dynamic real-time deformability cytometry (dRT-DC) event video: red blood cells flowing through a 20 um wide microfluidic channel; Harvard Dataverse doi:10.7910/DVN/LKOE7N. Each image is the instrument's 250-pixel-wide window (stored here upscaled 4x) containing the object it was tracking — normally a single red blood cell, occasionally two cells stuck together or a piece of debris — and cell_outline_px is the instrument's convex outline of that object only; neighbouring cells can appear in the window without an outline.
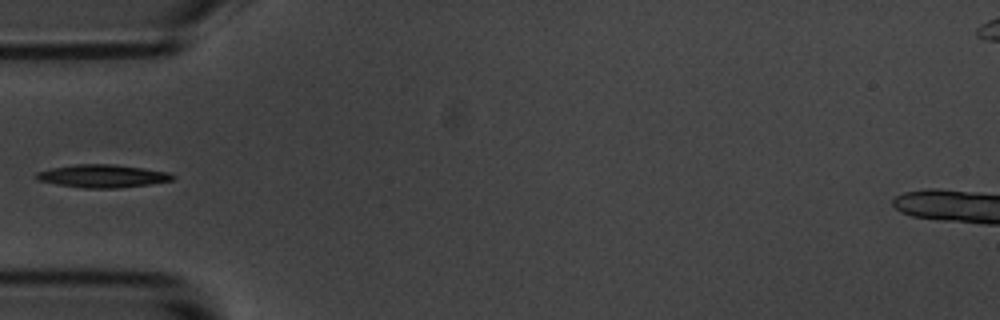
{"species": "common noctule bat (a hibernating species)", "species_latin": "Nyctalus noctula", "temperature_condition": "room temperature", "stored_images_in_passage": 12, "camera_frame_rate_fps": 3000, "um_per_image_px": 0.085, "animal": {"sex": "male", "body_mass_g": 20.1, "forearm_length_mm": 53.5}, "frame": {"image": 1, "passage_image": 6, "time_ms": 6.667, "image_size_px": [1000, 320], "cell_outline_px": [[176, 176], [172, 180], [152, 184], [120, 188], [84, 188], [56, 184], [36, 180], [36, 172], [52, 168], [76, 164], [112, 164], [144, 168], [168, 172]], "centroid_in_image_um": [8.73, 14.97], "position_along_channel_um": 76.3, "area_um2": 18.26}}
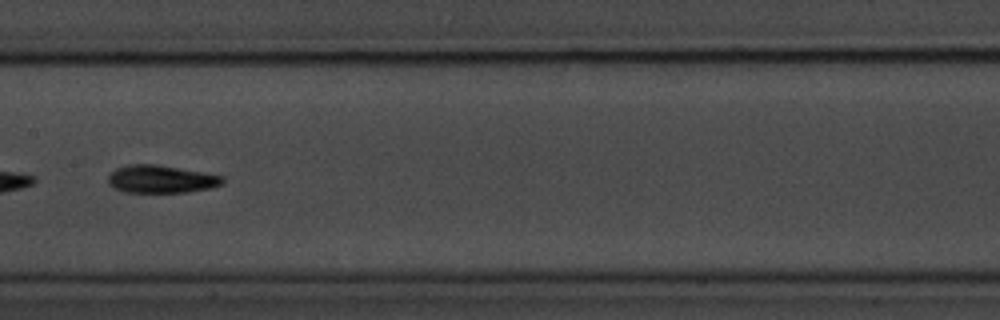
{"frame": {"image": 2, "passage_image": 9, "time_ms": 10.0, "image_size_px": [1000, 320], "cell_outline_px": [[224, 184], [212, 188], [188, 192], [124, 192], [108, 184], [108, 176], [116, 168], [128, 164], [156, 164], [204, 172], [224, 176]], "centroid_in_image_um": [13.73, 15.22], "position_along_channel_um": 193.7, "area_um2": 18.67}}